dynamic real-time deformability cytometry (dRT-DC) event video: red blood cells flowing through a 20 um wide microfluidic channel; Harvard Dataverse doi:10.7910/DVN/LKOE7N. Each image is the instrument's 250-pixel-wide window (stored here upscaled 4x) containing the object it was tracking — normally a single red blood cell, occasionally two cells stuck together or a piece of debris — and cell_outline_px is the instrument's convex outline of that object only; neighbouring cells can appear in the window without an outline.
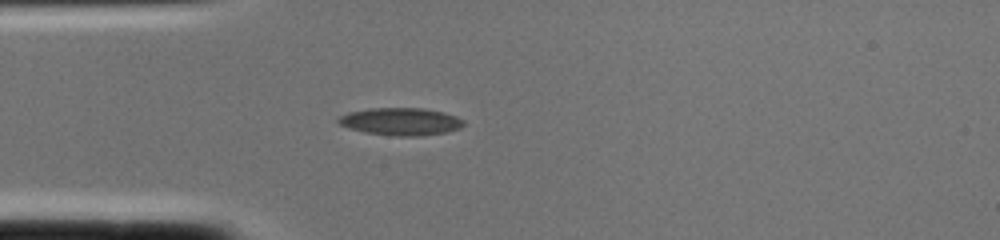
{"species": "common noctule bat (a hibernating species)", "species_latin": "Nyctalus noctula", "temperature_condition": "cold", "stored_images_in_passage": 2, "camera_frame_rate_fps": 3000, "um_per_image_px": 0.085, "animal": {"sex": "female", "body_mass_g": 22.0, "forearm_length_mm": 56.7}, "frame": {"image": 1, "passage_image": 2, "time_ms": 0.333, "image_size_px": [1000, 240], "cell_outline_px": [[464, 124], [460, 128], [448, 132], [420, 136], [396, 136], [364, 132], [348, 128], [340, 124], [336, 120], [340, 116], [348, 112], [372, 108], [424, 108], [444, 112], [456, 116], [464, 120]], "centroid_in_image_um": [34.08, 10.33], "position_along_channel_um": 50.9, "area_um2": 20.17}}